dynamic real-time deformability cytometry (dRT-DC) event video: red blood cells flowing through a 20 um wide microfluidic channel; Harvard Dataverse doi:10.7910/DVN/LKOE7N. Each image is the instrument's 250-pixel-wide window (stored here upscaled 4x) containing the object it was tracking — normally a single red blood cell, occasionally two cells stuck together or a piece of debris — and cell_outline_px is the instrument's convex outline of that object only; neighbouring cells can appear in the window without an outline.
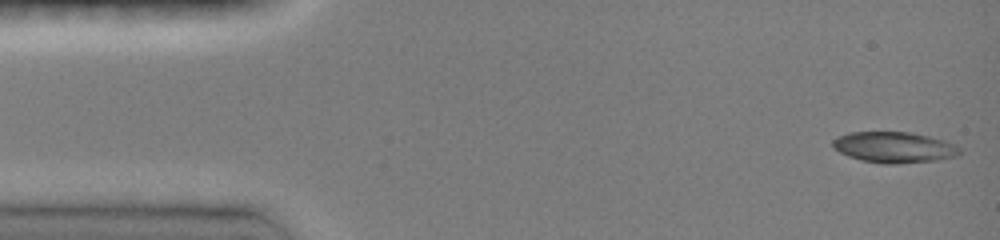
{"species": "common noctule bat (a hibernating species)", "species_latin": "Nyctalus noctula", "temperature_condition": "room temperature", "stored_images_in_passage": 36, "camera_frame_rate_fps": 3000, "um_per_image_px": 0.085, "animal": {"sex": "female", "body_mass_g": 19.0, "forearm_length_mm": 51.5}, "frame": {"image": 1, "passage_image": 1, "time_ms": 0.0, "image_size_px": [1000, 240], "cell_outline_px": [[960, 152], [956, 156], [936, 160], [896, 164], [884, 164], [860, 160], [848, 156], [832, 148], [832, 140], [848, 132], [912, 132], [944, 140], [960, 148]], "centroid_in_image_um": [75.96, 12.52], "position_along_channel_um": 9.0, "area_um2": 22.83}}
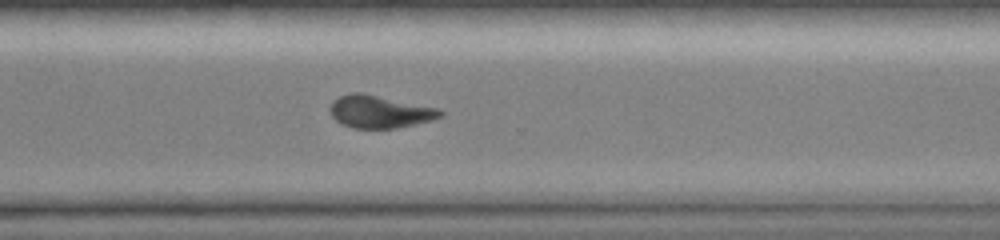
{"frame": {"image": 2, "passage_image": 26, "time_ms": 11.0, "image_size_px": [1000, 240], "cell_outline_px": [[444, 116], [432, 120], [396, 128], [352, 128], [336, 120], [332, 116], [328, 108], [332, 100], [340, 96], [352, 92], [360, 92], [436, 108], [444, 112]], "centroid_in_image_um": [32.24, 9.49], "position_along_channel_um": 338.4, "area_um2": 20.75}}
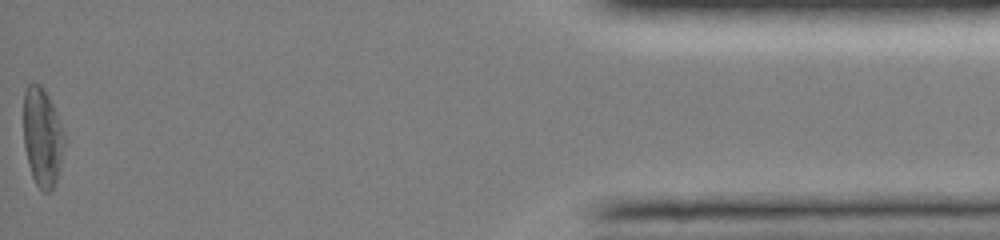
{"frame": {"image": 3, "passage_image": 36, "time_ms": 15.333, "image_size_px": [1000, 240], "cell_outline_px": [[64, 140], [60, 164], [56, 180], [52, 188], [48, 192], [44, 192], [36, 184], [32, 176], [28, 164], [24, 148], [24, 92], [28, 84], [40, 84], [44, 88], [56, 112], [64, 132]], "centroid_in_image_um": [3.58, 11.64], "position_along_channel_um": 431.6, "area_um2": 23.18}, "authors_computed_cell_mechanics": {"area_um2": 21.8195, "velocity_mm_per_s": 4.0107, "shape_relaxation_time_tau1_ms": 2.8088, "shape_relaxation_time_tau2_ms": 6.8416, "deformation_change_tau1": 0.148, "deformation_change_tau2": 0.1392}}